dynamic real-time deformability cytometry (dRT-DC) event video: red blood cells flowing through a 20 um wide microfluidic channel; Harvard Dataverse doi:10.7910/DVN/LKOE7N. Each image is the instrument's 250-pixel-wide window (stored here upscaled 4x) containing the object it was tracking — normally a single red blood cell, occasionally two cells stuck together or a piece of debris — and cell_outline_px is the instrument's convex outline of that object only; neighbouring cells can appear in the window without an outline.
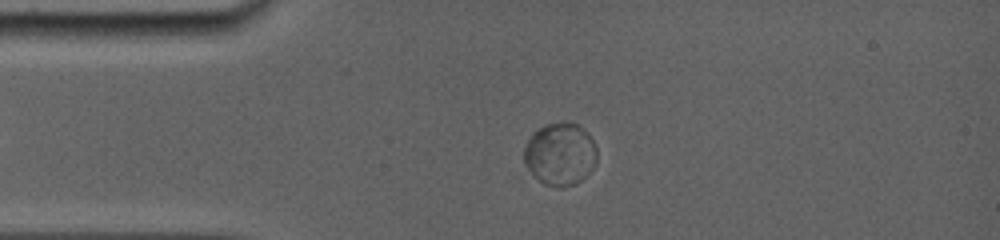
{"species": "common noctule bat (a hibernating species)", "species_latin": "Nyctalus noctula", "temperature_condition": "room temperature", "stored_images_in_passage": 37, "camera_frame_rate_fps": 5000, "um_per_image_px": 0.085, "animal": {"sex": "female", "body_mass_g": 19.0, "forearm_length_mm": 56.7}, "frame": {"image": 1, "passage_image": 2, "time_ms": 0.4, "image_size_px": [1000, 240], "cell_outline_px": [[596, 164], [576, 184], [560, 188], [544, 184], [524, 164], [524, 148], [532, 132], [544, 124], [576, 124], [588, 132], [596, 148]], "centroid_in_image_um": [47.6, 13.11], "position_along_channel_um": 37.4, "area_um2": 26.24}}
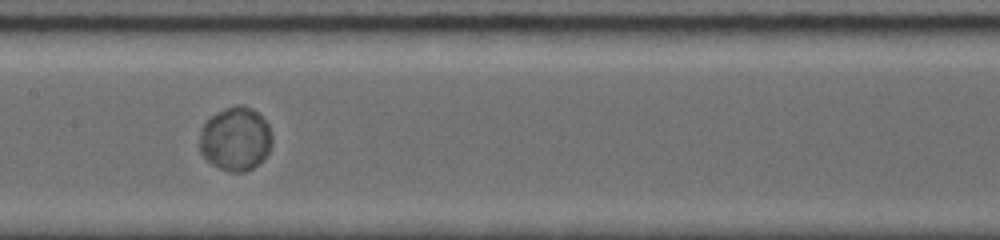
{"frame": {"image": 2, "passage_image": 16, "time_ms": 5.0, "image_size_px": [1000, 240], "cell_outline_px": [[272, 144], [268, 152], [252, 168], [244, 172], [232, 172], [220, 168], [212, 164], [200, 152], [200, 128], [216, 112], [224, 108], [236, 104], [240, 104], [252, 108], [268, 124], [272, 132]], "centroid_in_image_um": [20.01, 11.78], "position_along_channel_um": 187.4, "area_um2": 26.82}}
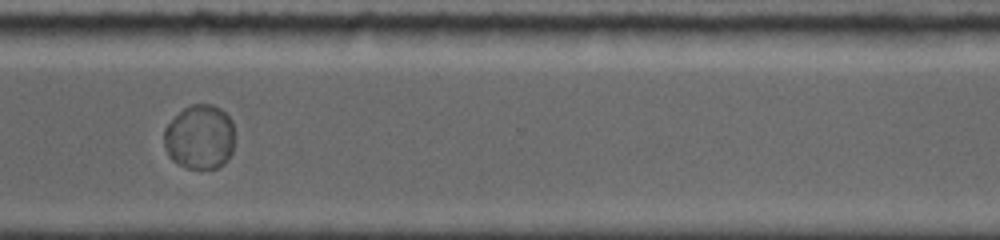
{"frame": {"image": 3, "passage_image": 30, "time_ms": 9.4, "image_size_px": [1000, 240], "cell_outline_px": [[236, 140], [232, 152], [228, 160], [224, 164], [216, 168], [188, 168], [172, 160], [168, 156], [164, 144], [164, 128], [184, 108], [192, 104], [212, 104], [220, 108], [232, 120], [236, 136]], "centroid_in_image_um": [17.02, 11.65], "position_along_channel_um": 353.6, "area_um2": 26.93}, "authors_computed_cell_mechanics": {"area_um2": 26.877, "velocity_mm_per_s": 3.7712, "shape_relaxation_time_tau1_ms": 4.3582, "shape_relaxation_time_tau2_ms": null, "deformation_change_tau1": 0.0065, "deformation_change_tau2": null}}